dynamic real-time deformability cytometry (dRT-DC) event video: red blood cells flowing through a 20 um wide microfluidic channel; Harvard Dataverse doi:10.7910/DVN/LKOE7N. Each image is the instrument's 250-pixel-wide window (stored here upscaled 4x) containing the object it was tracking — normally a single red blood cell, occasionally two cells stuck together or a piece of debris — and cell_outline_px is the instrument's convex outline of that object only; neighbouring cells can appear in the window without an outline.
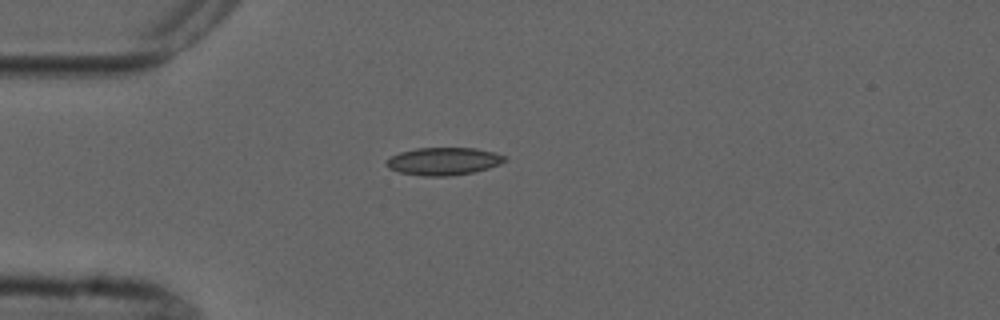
{"species": "common noctule bat (a hibernating species)", "species_latin": "Nyctalus noctula", "temperature_condition": "cold", "stored_images_in_passage": 4, "camera_frame_rate_fps": 3000, "um_per_image_px": 0.085, "animal": {"sex": "male", "forearm_length_mm": 52.5}, "frame": {"image": 1, "passage_image": 1, "time_ms": 0.0, "image_size_px": [1000, 320], "cell_outline_px": [[508, 160], [500, 164], [488, 168], [472, 172], [452, 176], [424, 176], [400, 172], [388, 168], [384, 164], [384, 160], [400, 152], [416, 148], [476, 148], [508, 156]], "centroid_in_image_um": [37.7, 13.7], "position_along_channel_um": 47.3, "area_um2": 19.19}}
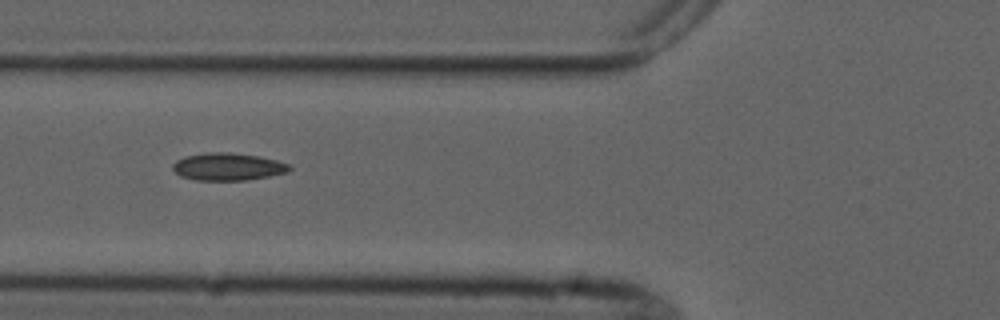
{"frame": {"image": 2, "passage_image": 3, "time_ms": 2.0, "image_size_px": [1000, 320], "cell_outline_px": [[292, 168], [288, 172], [248, 180], [196, 180], [180, 176], [172, 168], [172, 164], [176, 160], [184, 156], [208, 152], [228, 152], [260, 156], [276, 160], [288, 164]], "centroid_in_image_um": [19.35, 14.16], "position_along_channel_um": 106.4, "area_um2": 18.73}}
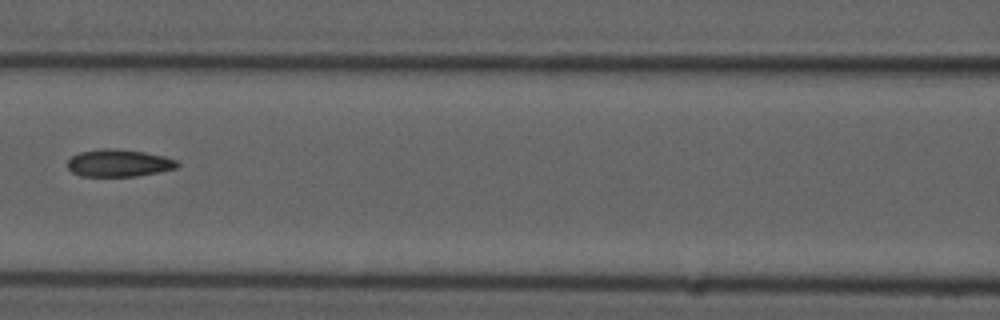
{"frame": {"image": 3, "passage_image": 4, "time_ms": 3.333, "image_size_px": [1000, 320], "cell_outline_px": [[180, 164], [176, 168], [136, 176], [80, 176], [72, 172], [68, 168], [68, 160], [72, 156], [80, 152], [104, 148], [116, 148], [144, 152], [164, 156], [176, 160]], "centroid_in_image_um": [10.08, 13.85], "position_along_channel_um": 156.5, "area_um2": 17.4}}